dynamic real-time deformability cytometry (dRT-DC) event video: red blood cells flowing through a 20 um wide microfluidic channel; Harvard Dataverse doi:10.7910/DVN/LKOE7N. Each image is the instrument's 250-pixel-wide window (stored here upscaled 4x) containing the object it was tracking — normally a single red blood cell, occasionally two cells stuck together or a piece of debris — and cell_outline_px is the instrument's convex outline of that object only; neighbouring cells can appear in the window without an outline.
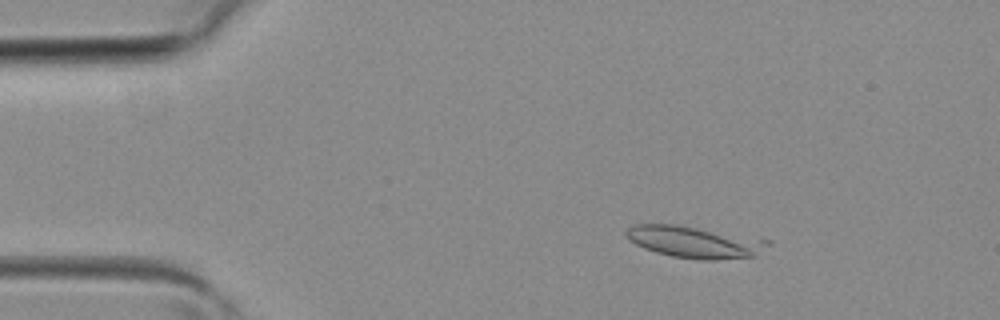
{"species": "common noctule bat (a hibernating species)", "species_latin": "Nyctalus noctula", "temperature_condition": "room temperature", "stored_images_in_passage": 4, "camera_frame_rate_fps": 3000, "um_per_image_px": 0.085, "animal": {"sex": "female", "body_mass_g": 19.3, "forearm_length_mm": 54.1}, "frame": {"image": 1, "passage_image": 1, "time_ms": 0.0, "image_size_px": [1000, 320], "cell_outline_px": [[772, 244], [756, 256], [716, 260], [700, 260], [672, 256], [656, 252], [644, 248], [628, 240], [624, 236], [624, 232], [632, 224], [676, 224], [772, 240]], "centroid_in_image_um": [59.05, 20.57], "position_along_channel_um": 25.9, "area_um2": 26.53}}